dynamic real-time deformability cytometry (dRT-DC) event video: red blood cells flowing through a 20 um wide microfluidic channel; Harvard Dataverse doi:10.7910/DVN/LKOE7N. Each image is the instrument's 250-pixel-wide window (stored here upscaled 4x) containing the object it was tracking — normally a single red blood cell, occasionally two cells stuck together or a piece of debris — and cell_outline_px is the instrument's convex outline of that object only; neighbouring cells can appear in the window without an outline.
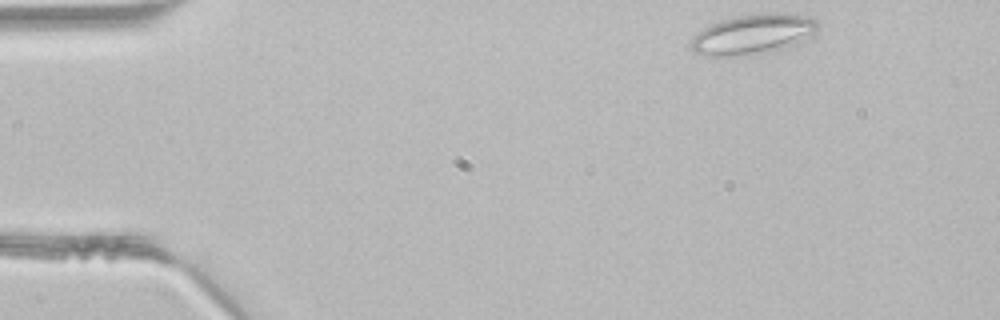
{"species": "common noctule bat (a hibernating species)", "species_latin": "Nyctalus noctula", "temperature_condition": "room temperature", "stored_images_in_passage": 41, "camera_frame_rate_fps": 3000, "um_per_image_px": 0.085, "animal": {"sex": "male", "body_mass_g": 21.5, "forearm_length_mm": 52.0}, "frame": {"image": 1, "passage_image": 1, "time_ms": 0.0, "image_size_px": [1000, 320], "cell_outline_px": [[820, 24], [812, 32], [800, 40], [792, 44], [780, 48], [760, 52], [736, 56], [708, 56], [692, 52], [692, 36], [700, 28], [720, 20], [736, 16], [772, 12], [792, 12], [816, 20]], "centroid_in_image_um": [63.91, 2.87], "position_along_channel_um": 21.1, "area_um2": 29.13}}
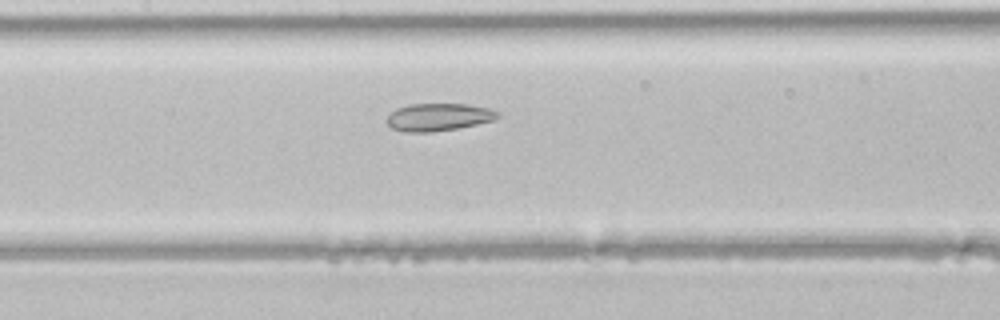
{"frame": {"image": 2, "passage_image": 17, "time_ms": 5.333, "image_size_px": [1000, 320], "cell_outline_px": [[500, 116], [496, 120], [456, 128], [432, 132], [404, 132], [392, 128], [384, 120], [396, 108], [408, 104], [468, 104], [488, 108], [496, 112]], "centroid_in_image_um": [37.24, 9.95], "position_along_channel_um": 170.2, "area_um2": 17.8}}
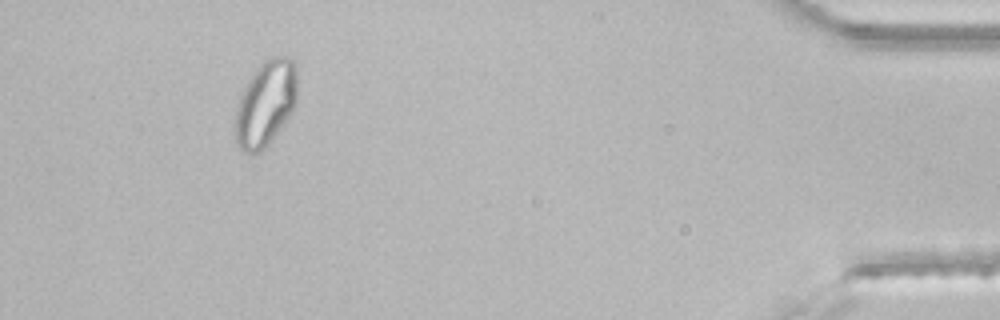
{"frame": {"image": 3, "passage_image": 38, "time_ms": 12.333, "image_size_px": [1000, 320], "cell_outline_px": [[296, 104], [292, 112], [284, 124], [272, 140], [260, 152], [240, 152], [236, 144], [236, 108], [240, 96], [248, 80], [256, 68], [264, 60], [272, 56], [288, 56], [296, 64]], "centroid_in_image_um": [22.59, 8.79], "position_along_channel_um": 412.6, "area_um2": 30.98}}